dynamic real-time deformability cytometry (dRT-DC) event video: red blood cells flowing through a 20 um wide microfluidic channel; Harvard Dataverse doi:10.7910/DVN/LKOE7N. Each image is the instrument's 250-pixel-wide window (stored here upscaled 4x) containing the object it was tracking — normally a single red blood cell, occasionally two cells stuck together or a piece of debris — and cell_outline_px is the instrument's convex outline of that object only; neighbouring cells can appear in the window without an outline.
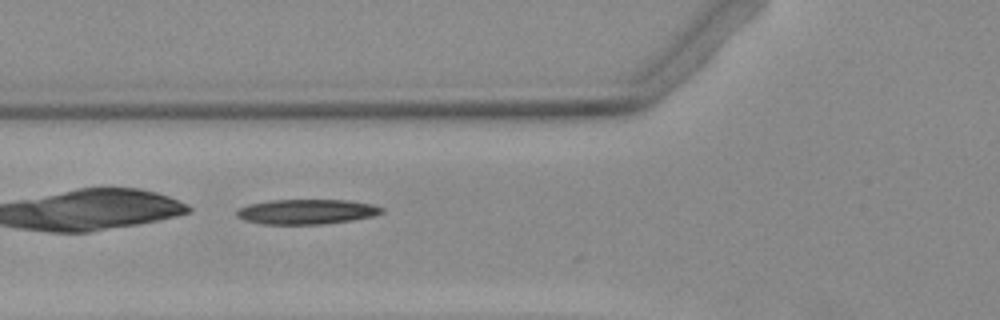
{"species": "Egyptian fruit bat (a non-hibernating species)", "species_latin": "Rousettus aegyptiacus", "temperature_condition": "warm", "stored_images_in_passage": 6, "camera_frame_rate_fps": 3000, "um_per_image_px": 0.085, "animal": {"sex": "female"}, "frame": {"image": 1, "passage_image": 5, "time_ms": 1.333, "image_size_px": [1000, 320], "cell_outline_px": [[384, 212], [372, 216], [352, 220], [324, 224], [264, 224], [244, 220], [236, 216], [236, 208], [248, 204], [268, 200], [348, 200], [372, 204], [384, 208]], "centroid_in_image_um": [26.03, 17.99], "position_along_channel_um": 99.8, "area_um2": 21.21}}